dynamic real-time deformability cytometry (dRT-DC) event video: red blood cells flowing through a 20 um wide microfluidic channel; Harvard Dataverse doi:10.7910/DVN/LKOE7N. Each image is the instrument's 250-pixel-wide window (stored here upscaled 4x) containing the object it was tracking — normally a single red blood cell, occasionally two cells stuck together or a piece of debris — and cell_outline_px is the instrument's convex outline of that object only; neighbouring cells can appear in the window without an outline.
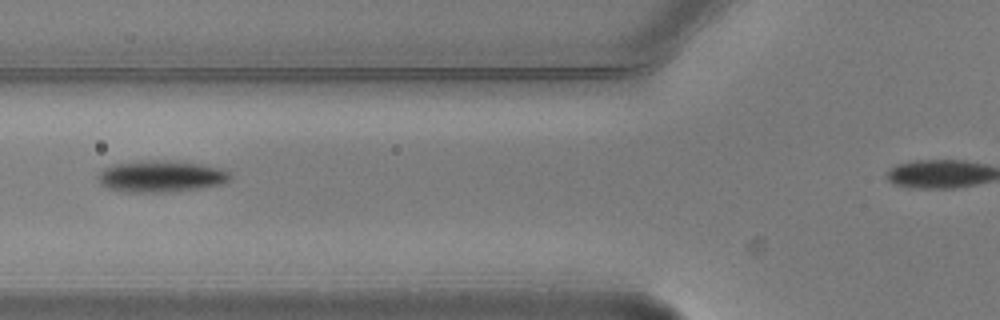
{"species": "common noctule bat (a hibernating species)", "species_latin": "Nyctalus noctula", "temperature_condition": "warm", "stored_images_in_passage": 3, "segment_of_instrument_passage": [1, 2], "camera_frame_rate_fps": 3000, "um_per_image_px": 0.085, "animal": {"sex": "male", "body_mass_g": 20.5, "forearm_length_mm": 52.5}, "frame": {"image": 1, "passage_image": 2, "time_ms": 0.333, "image_size_px": [1000, 320], "cell_outline_px": [[232, 180], [224, 184], [200, 188], [164, 192], [120, 192], [108, 188], [100, 184], [96, 176], [104, 168], [112, 164], [148, 160], [172, 160], [200, 164], [220, 168], [228, 172], [232, 176]], "centroid_in_image_um": [13.68, 14.99], "position_along_channel_um": 112.1, "area_um2": 24.62}}